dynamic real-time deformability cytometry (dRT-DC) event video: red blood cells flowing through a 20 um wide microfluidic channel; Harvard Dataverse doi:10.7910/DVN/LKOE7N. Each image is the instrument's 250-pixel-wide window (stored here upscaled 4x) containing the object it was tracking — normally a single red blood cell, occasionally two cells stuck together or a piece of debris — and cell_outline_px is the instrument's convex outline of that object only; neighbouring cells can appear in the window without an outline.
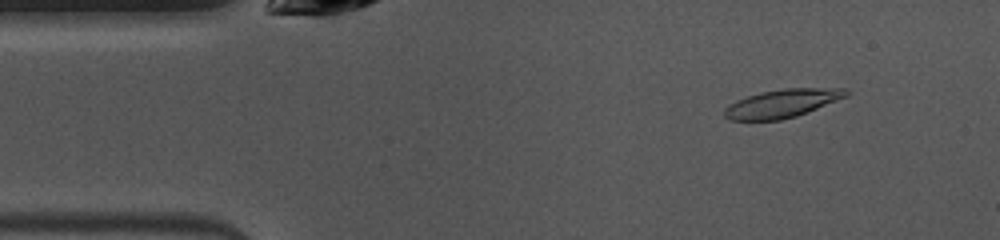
{"species": "common noctule bat (a hibernating species)", "species_latin": "Nyctalus noctula", "temperature_condition": "warm", "stored_images_in_passage": 48, "camera_frame_rate_fps": 3000, "um_per_image_px": 0.085, "animal": {"sex": "female", "body_mass_g": 10.0, "forearm_length_mm": 53.1}, "frame": {"image": 1, "passage_image": 5, "time_ms": 1.333, "image_size_px": [1000, 240], "cell_outline_px": [[848, 96], [808, 112], [796, 116], [780, 120], [728, 120], [724, 116], [724, 108], [736, 100], [760, 92], [784, 88], [848, 88]], "centroid_in_image_um": [66.49, 8.79], "position_along_channel_um": 18.5, "area_um2": 20.11}}
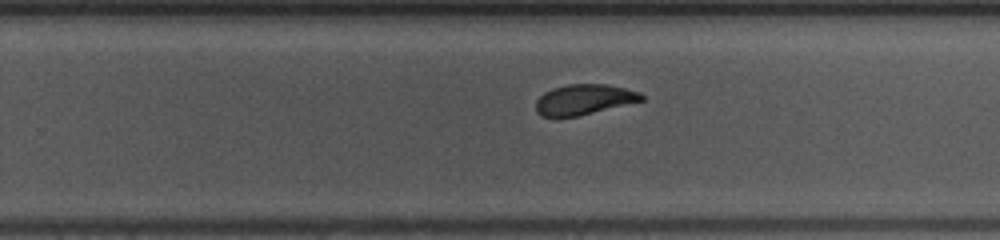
{"frame": {"image": 2, "passage_image": 29, "time_ms": 9.333, "image_size_px": [1000, 240], "cell_outline_px": [[644, 100], [576, 116], [540, 116], [536, 112], [536, 100], [544, 92], [552, 88], [568, 84], [604, 84], [624, 88], [640, 92], [644, 96]], "centroid_in_image_um": [49.62, 8.45], "position_along_channel_um": 280.2, "area_um2": 18.44}}
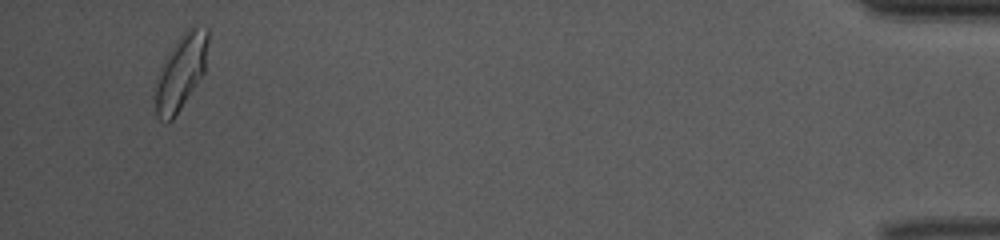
{"frame": {"image": 3, "passage_image": 46, "time_ms": 15.0, "image_size_px": [1000, 240], "cell_outline_px": [[208, 40], [204, 72], [172, 120], [168, 124], [164, 124], [156, 116], [156, 76], [164, 60], [180, 36], [188, 28], [208, 28]], "centroid_in_image_um": [15.35, 6.17], "position_along_channel_um": 419.8, "area_um2": 22.48}, "authors_computed_cell_mechanics": {"area_um2": 19.9988, "velocity_mm_per_s": 3.9838, "shape_relaxation_time_tau1_ms": 3.3409, "shape_relaxation_time_tau2_ms": 2.7796, "deformation_change_tau1": 0.1636, "deformation_change_tau2": 0.036}}